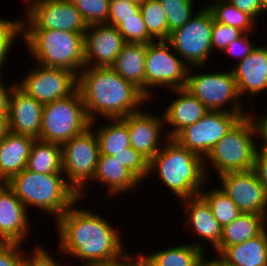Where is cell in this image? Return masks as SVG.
I'll use <instances>...</instances> for the list:
<instances>
[{
  "mask_svg": "<svg viewBox=\"0 0 267 266\" xmlns=\"http://www.w3.org/2000/svg\"><path fill=\"white\" fill-rule=\"evenodd\" d=\"M44 104L28 95L17 84L13 87L8 108L9 132L39 139Z\"/></svg>",
  "mask_w": 267,
  "mask_h": 266,
  "instance_id": "d6986e66",
  "label": "cell"
},
{
  "mask_svg": "<svg viewBox=\"0 0 267 266\" xmlns=\"http://www.w3.org/2000/svg\"><path fill=\"white\" fill-rule=\"evenodd\" d=\"M139 10L140 2L110 0L108 24L118 27L122 23V19L136 17Z\"/></svg>",
  "mask_w": 267,
  "mask_h": 266,
  "instance_id": "ab89813d",
  "label": "cell"
},
{
  "mask_svg": "<svg viewBox=\"0 0 267 266\" xmlns=\"http://www.w3.org/2000/svg\"><path fill=\"white\" fill-rule=\"evenodd\" d=\"M17 83H10V86H7L2 81V77H0V118L8 117V108H9V98L13 87Z\"/></svg>",
  "mask_w": 267,
  "mask_h": 266,
  "instance_id": "c3c4849f",
  "label": "cell"
},
{
  "mask_svg": "<svg viewBox=\"0 0 267 266\" xmlns=\"http://www.w3.org/2000/svg\"><path fill=\"white\" fill-rule=\"evenodd\" d=\"M218 255L232 266H267V228L252 239L226 246Z\"/></svg>",
  "mask_w": 267,
  "mask_h": 266,
  "instance_id": "484cf974",
  "label": "cell"
},
{
  "mask_svg": "<svg viewBox=\"0 0 267 266\" xmlns=\"http://www.w3.org/2000/svg\"><path fill=\"white\" fill-rule=\"evenodd\" d=\"M26 168L40 174H63L61 145L35 139Z\"/></svg>",
  "mask_w": 267,
  "mask_h": 266,
  "instance_id": "f1b7e54d",
  "label": "cell"
},
{
  "mask_svg": "<svg viewBox=\"0 0 267 266\" xmlns=\"http://www.w3.org/2000/svg\"><path fill=\"white\" fill-rule=\"evenodd\" d=\"M242 34L243 32L235 27L221 24L213 20L211 37L213 51L217 49L223 53L227 46L235 39H238Z\"/></svg>",
  "mask_w": 267,
  "mask_h": 266,
  "instance_id": "f35d334b",
  "label": "cell"
},
{
  "mask_svg": "<svg viewBox=\"0 0 267 266\" xmlns=\"http://www.w3.org/2000/svg\"><path fill=\"white\" fill-rule=\"evenodd\" d=\"M114 156L141 183L149 176V161L133 147L126 148V151L117 153Z\"/></svg>",
  "mask_w": 267,
  "mask_h": 266,
  "instance_id": "74e56055",
  "label": "cell"
},
{
  "mask_svg": "<svg viewBox=\"0 0 267 266\" xmlns=\"http://www.w3.org/2000/svg\"><path fill=\"white\" fill-rule=\"evenodd\" d=\"M92 181L107 186L109 197L137 189L141 182L116 159V156L99 155ZM111 195V196H110Z\"/></svg>",
  "mask_w": 267,
  "mask_h": 266,
  "instance_id": "cb8c5ba5",
  "label": "cell"
},
{
  "mask_svg": "<svg viewBox=\"0 0 267 266\" xmlns=\"http://www.w3.org/2000/svg\"><path fill=\"white\" fill-rule=\"evenodd\" d=\"M77 89L90 122H96L97 115L105 119L123 118L150 102L111 67H84L77 76Z\"/></svg>",
  "mask_w": 267,
  "mask_h": 266,
  "instance_id": "7a4b0ae2",
  "label": "cell"
},
{
  "mask_svg": "<svg viewBox=\"0 0 267 266\" xmlns=\"http://www.w3.org/2000/svg\"><path fill=\"white\" fill-rule=\"evenodd\" d=\"M125 44L116 26L107 23L87 26L85 67H111Z\"/></svg>",
  "mask_w": 267,
  "mask_h": 266,
  "instance_id": "e0dca14e",
  "label": "cell"
},
{
  "mask_svg": "<svg viewBox=\"0 0 267 266\" xmlns=\"http://www.w3.org/2000/svg\"><path fill=\"white\" fill-rule=\"evenodd\" d=\"M127 123L128 133L130 137V146L150 161L163 147V141L166 142L167 135L163 138L162 130H164V115L160 117L146 112L142 109L138 112L129 114L122 118ZM162 128V129H161ZM162 143V145H161Z\"/></svg>",
  "mask_w": 267,
  "mask_h": 266,
  "instance_id": "2e32d148",
  "label": "cell"
},
{
  "mask_svg": "<svg viewBox=\"0 0 267 266\" xmlns=\"http://www.w3.org/2000/svg\"><path fill=\"white\" fill-rule=\"evenodd\" d=\"M206 7L213 14L214 20L221 24L235 27L243 33H252L255 29L256 21L227 0H215Z\"/></svg>",
  "mask_w": 267,
  "mask_h": 266,
  "instance_id": "4dcf8cb0",
  "label": "cell"
},
{
  "mask_svg": "<svg viewBox=\"0 0 267 266\" xmlns=\"http://www.w3.org/2000/svg\"><path fill=\"white\" fill-rule=\"evenodd\" d=\"M22 36V20L0 18V69L6 62L16 38Z\"/></svg>",
  "mask_w": 267,
  "mask_h": 266,
  "instance_id": "8d00e7d4",
  "label": "cell"
},
{
  "mask_svg": "<svg viewBox=\"0 0 267 266\" xmlns=\"http://www.w3.org/2000/svg\"><path fill=\"white\" fill-rule=\"evenodd\" d=\"M20 243L0 244V266H22L25 250L20 248Z\"/></svg>",
  "mask_w": 267,
  "mask_h": 266,
  "instance_id": "b9f144b4",
  "label": "cell"
},
{
  "mask_svg": "<svg viewBox=\"0 0 267 266\" xmlns=\"http://www.w3.org/2000/svg\"><path fill=\"white\" fill-rule=\"evenodd\" d=\"M153 173L158 174V179L179 200L199 195L208 182L204 158L181 146L173 138L167 139L149 161V176Z\"/></svg>",
  "mask_w": 267,
  "mask_h": 266,
  "instance_id": "3957f363",
  "label": "cell"
},
{
  "mask_svg": "<svg viewBox=\"0 0 267 266\" xmlns=\"http://www.w3.org/2000/svg\"><path fill=\"white\" fill-rule=\"evenodd\" d=\"M237 7L240 11L247 13L251 16L256 22L258 17L267 10L261 5L259 0H227Z\"/></svg>",
  "mask_w": 267,
  "mask_h": 266,
  "instance_id": "f6af8a7d",
  "label": "cell"
},
{
  "mask_svg": "<svg viewBox=\"0 0 267 266\" xmlns=\"http://www.w3.org/2000/svg\"><path fill=\"white\" fill-rule=\"evenodd\" d=\"M199 195L207 202L212 214L222 228L242 214L238 207L220 188H215L214 190L209 189L207 191L205 187V190L203 188L199 192Z\"/></svg>",
  "mask_w": 267,
  "mask_h": 266,
  "instance_id": "1f68e13d",
  "label": "cell"
},
{
  "mask_svg": "<svg viewBox=\"0 0 267 266\" xmlns=\"http://www.w3.org/2000/svg\"><path fill=\"white\" fill-rule=\"evenodd\" d=\"M253 171L256 173L260 183L264 186L267 194V151L257 150Z\"/></svg>",
  "mask_w": 267,
  "mask_h": 266,
  "instance_id": "bcb514c9",
  "label": "cell"
},
{
  "mask_svg": "<svg viewBox=\"0 0 267 266\" xmlns=\"http://www.w3.org/2000/svg\"><path fill=\"white\" fill-rule=\"evenodd\" d=\"M145 62V96L149 100H153L154 88L186 87L189 67L166 40L147 43Z\"/></svg>",
  "mask_w": 267,
  "mask_h": 266,
  "instance_id": "8fae6325",
  "label": "cell"
},
{
  "mask_svg": "<svg viewBox=\"0 0 267 266\" xmlns=\"http://www.w3.org/2000/svg\"><path fill=\"white\" fill-rule=\"evenodd\" d=\"M22 30H63L85 34L87 25L70 0H26Z\"/></svg>",
  "mask_w": 267,
  "mask_h": 266,
  "instance_id": "7c38bea8",
  "label": "cell"
},
{
  "mask_svg": "<svg viewBox=\"0 0 267 266\" xmlns=\"http://www.w3.org/2000/svg\"><path fill=\"white\" fill-rule=\"evenodd\" d=\"M186 210V219L184 225L196 236L207 240L212 246V251L216 249L221 242L222 227L212 214L211 208L207 202L200 196L189 197L180 200ZM191 228V229H190Z\"/></svg>",
  "mask_w": 267,
  "mask_h": 266,
  "instance_id": "7402d4cb",
  "label": "cell"
},
{
  "mask_svg": "<svg viewBox=\"0 0 267 266\" xmlns=\"http://www.w3.org/2000/svg\"><path fill=\"white\" fill-rule=\"evenodd\" d=\"M35 138L9 132L0 142V182H8L26 168Z\"/></svg>",
  "mask_w": 267,
  "mask_h": 266,
  "instance_id": "603a6c76",
  "label": "cell"
},
{
  "mask_svg": "<svg viewBox=\"0 0 267 266\" xmlns=\"http://www.w3.org/2000/svg\"><path fill=\"white\" fill-rule=\"evenodd\" d=\"M259 2L267 10V0H259Z\"/></svg>",
  "mask_w": 267,
  "mask_h": 266,
  "instance_id": "f5cc1de1",
  "label": "cell"
},
{
  "mask_svg": "<svg viewBox=\"0 0 267 266\" xmlns=\"http://www.w3.org/2000/svg\"><path fill=\"white\" fill-rule=\"evenodd\" d=\"M111 123L99 125L95 134L99 143L101 155L114 156L117 153L126 151L130 146V137L127 123L122 118L106 119Z\"/></svg>",
  "mask_w": 267,
  "mask_h": 266,
  "instance_id": "f546056e",
  "label": "cell"
},
{
  "mask_svg": "<svg viewBox=\"0 0 267 266\" xmlns=\"http://www.w3.org/2000/svg\"><path fill=\"white\" fill-rule=\"evenodd\" d=\"M195 0H159L168 22V32L182 27L189 21L194 12Z\"/></svg>",
  "mask_w": 267,
  "mask_h": 266,
  "instance_id": "836d02e7",
  "label": "cell"
},
{
  "mask_svg": "<svg viewBox=\"0 0 267 266\" xmlns=\"http://www.w3.org/2000/svg\"><path fill=\"white\" fill-rule=\"evenodd\" d=\"M9 133V124L7 118H0V142Z\"/></svg>",
  "mask_w": 267,
  "mask_h": 266,
  "instance_id": "f907efd6",
  "label": "cell"
},
{
  "mask_svg": "<svg viewBox=\"0 0 267 266\" xmlns=\"http://www.w3.org/2000/svg\"><path fill=\"white\" fill-rule=\"evenodd\" d=\"M220 189L242 213L258 214L267 218V194L252 170L227 172L217 176Z\"/></svg>",
  "mask_w": 267,
  "mask_h": 266,
  "instance_id": "9a60e30c",
  "label": "cell"
},
{
  "mask_svg": "<svg viewBox=\"0 0 267 266\" xmlns=\"http://www.w3.org/2000/svg\"><path fill=\"white\" fill-rule=\"evenodd\" d=\"M204 6L182 27L171 32L166 40L185 64L196 70L204 69L209 60L207 58L213 54L211 37L214 17Z\"/></svg>",
  "mask_w": 267,
  "mask_h": 266,
  "instance_id": "9c48e42d",
  "label": "cell"
},
{
  "mask_svg": "<svg viewBox=\"0 0 267 266\" xmlns=\"http://www.w3.org/2000/svg\"><path fill=\"white\" fill-rule=\"evenodd\" d=\"M124 1H129V2H141L142 0H124Z\"/></svg>",
  "mask_w": 267,
  "mask_h": 266,
  "instance_id": "db71d44e",
  "label": "cell"
},
{
  "mask_svg": "<svg viewBox=\"0 0 267 266\" xmlns=\"http://www.w3.org/2000/svg\"><path fill=\"white\" fill-rule=\"evenodd\" d=\"M147 44L126 43L111 68L145 95V56Z\"/></svg>",
  "mask_w": 267,
  "mask_h": 266,
  "instance_id": "d4e9b609",
  "label": "cell"
},
{
  "mask_svg": "<svg viewBox=\"0 0 267 266\" xmlns=\"http://www.w3.org/2000/svg\"><path fill=\"white\" fill-rule=\"evenodd\" d=\"M132 264L133 254H130L127 250L115 259L109 261L85 263L81 266H132Z\"/></svg>",
  "mask_w": 267,
  "mask_h": 266,
  "instance_id": "7dc6e473",
  "label": "cell"
},
{
  "mask_svg": "<svg viewBox=\"0 0 267 266\" xmlns=\"http://www.w3.org/2000/svg\"><path fill=\"white\" fill-rule=\"evenodd\" d=\"M218 256V257H217ZM216 258H208L205 259V254L202 256L199 266H232L228 263H226L219 255H217Z\"/></svg>",
  "mask_w": 267,
  "mask_h": 266,
  "instance_id": "681fc988",
  "label": "cell"
},
{
  "mask_svg": "<svg viewBox=\"0 0 267 266\" xmlns=\"http://www.w3.org/2000/svg\"><path fill=\"white\" fill-rule=\"evenodd\" d=\"M22 40L37 64L78 76L85 67L84 35L63 30H22Z\"/></svg>",
  "mask_w": 267,
  "mask_h": 266,
  "instance_id": "5b68a950",
  "label": "cell"
},
{
  "mask_svg": "<svg viewBox=\"0 0 267 266\" xmlns=\"http://www.w3.org/2000/svg\"><path fill=\"white\" fill-rule=\"evenodd\" d=\"M33 68L17 85L42 104L65 98L77 89V76L69 70L40 64Z\"/></svg>",
  "mask_w": 267,
  "mask_h": 266,
  "instance_id": "5bb4252c",
  "label": "cell"
},
{
  "mask_svg": "<svg viewBox=\"0 0 267 266\" xmlns=\"http://www.w3.org/2000/svg\"><path fill=\"white\" fill-rule=\"evenodd\" d=\"M29 212L14 191L6 184L0 185V241L23 244L30 234Z\"/></svg>",
  "mask_w": 267,
  "mask_h": 266,
  "instance_id": "ac0fdd59",
  "label": "cell"
},
{
  "mask_svg": "<svg viewBox=\"0 0 267 266\" xmlns=\"http://www.w3.org/2000/svg\"><path fill=\"white\" fill-rule=\"evenodd\" d=\"M74 203L56 221L59 250L85 263L109 261L122 255L124 242L112 223ZM68 254V255H67Z\"/></svg>",
  "mask_w": 267,
  "mask_h": 266,
  "instance_id": "6da1fadb",
  "label": "cell"
},
{
  "mask_svg": "<svg viewBox=\"0 0 267 266\" xmlns=\"http://www.w3.org/2000/svg\"><path fill=\"white\" fill-rule=\"evenodd\" d=\"M140 12L148 34L155 40H167L168 22L159 0H142Z\"/></svg>",
  "mask_w": 267,
  "mask_h": 266,
  "instance_id": "d6a6232c",
  "label": "cell"
},
{
  "mask_svg": "<svg viewBox=\"0 0 267 266\" xmlns=\"http://www.w3.org/2000/svg\"><path fill=\"white\" fill-rule=\"evenodd\" d=\"M174 91L178 97L162 112L166 126L172 127L165 133L168 138H174L186 126L196 123L209 112L208 108L185 88L172 89V93Z\"/></svg>",
  "mask_w": 267,
  "mask_h": 266,
  "instance_id": "44dd1931",
  "label": "cell"
},
{
  "mask_svg": "<svg viewBox=\"0 0 267 266\" xmlns=\"http://www.w3.org/2000/svg\"><path fill=\"white\" fill-rule=\"evenodd\" d=\"M126 43H150L155 41L146 29L140 10L136 17L122 19V23L117 27Z\"/></svg>",
  "mask_w": 267,
  "mask_h": 266,
  "instance_id": "d590c367",
  "label": "cell"
},
{
  "mask_svg": "<svg viewBox=\"0 0 267 266\" xmlns=\"http://www.w3.org/2000/svg\"><path fill=\"white\" fill-rule=\"evenodd\" d=\"M190 69L191 67L187 72L185 89L203 103L209 111L247 113L243 109L245 106H243L244 103L242 104L243 100L238 93L236 80L230 68L225 72L209 71V73L199 72L200 74H191Z\"/></svg>",
  "mask_w": 267,
  "mask_h": 266,
  "instance_id": "30bf717a",
  "label": "cell"
},
{
  "mask_svg": "<svg viewBox=\"0 0 267 266\" xmlns=\"http://www.w3.org/2000/svg\"><path fill=\"white\" fill-rule=\"evenodd\" d=\"M247 113L209 111L196 123L186 126L173 139L203 158Z\"/></svg>",
  "mask_w": 267,
  "mask_h": 266,
  "instance_id": "4fadbf2b",
  "label": "cell"
},
{
  "mask_svg": "<svg viewBox=\"0 0 267 266\" xmlns=\"http://www.w3.org/2000/svg\"><path fill=\"white\" fill-rule=\"evenodd\" d=\"M202 243L177 245L151 254H141L153 266H199L204 255Z\"/></svg>",
  "mask_w": 267,
  "mask_h": 266,
  "instance_id": "83f0119b",
  "label": "cell"
},
{
  "mask_svg": "<svg viewBox=\"0 0 267 266\" xmlns=\"http://www.w3.org/2000/svg\"><path fill=\"white\" fill-rule=\"evenodd\" d=\"M132 266H153L140 253L136 257L133 255Z\"/></svg>",
  "mask_w": 267,
  "mask_h": 266,
  "instance_id": "816d5d0a",
  "label": "cell"
},
{
  "mask_svg": "<svg viewBox=\"0 0 267 266\" xmlns=\"http://www.w3.org/2000/svg\"><path fill=\"white\" fill-rule=\"evenodd\" d=\"M42 245L34 246L32 254L24 252L22 266H63Z\"/></svg>",
  "mask_w": 267,
  "mask_h": 266,
  "instance_id": "60d3db41",
  "label": "cell"
},
{
  "mask_svg": "<svg viewBox=\"0 0 267 266\" xmlns=\"http://www.w3.org/2000/svg\"><path fill=\"white\" fill-rule=\"evenodd\" d=\"M255 130L248 116L242 117L204 158L208 176V162L218 176L227 172L252 170L257 152ZM209 160V161H208Z\"/></svg>",
  "mask_w": 267,
  "mask_h": 266,
  "instance_id": "8992f818",
  "label": "cell"
},
{
  "mask_svg": "<svg viewBox=\"0 0 267 266\" xmlns=\"http://www.w3.org/2000/svg\"><path fill=\"white\" fill-rule=\"evenodd\" d=\"M90 127L82 96L76 89L69 96L44 104L40 140L63 145Z\"/></svg>",
  "mask_w": 267,
  "mask_h": 266,
  "instance_id": "52a82bcc",
  "label": "cell"
},
{
  "mask_svg": "<svg viewBox=\"0 0 267 266\" xmlns=\"http://www.w3.org/2000/svg\"><path fill=\"white\" fill-rule=\"evenodd\" d=\"M236 64V65H235ZM231 68L238 93L242 98L253 97L267 89V48L257 46Z\"/></svg>",
  "mask_w": 267,
  "mask_h": 266,
  "instance_id": "ffe728a7",
  "label": "cell"
},
{
  "mask_svg": "<svg viewBox=\"0 0 267 266\" xmlns=\"http://www.w3.org/2000/svg\"><path fill=\"white\" fill-rule=\"evenodd\" d=\"M267 228V218L258 214L242 213L222 228L220 245L215 249L219 254L226 246L242 243L261 234Z\"/></svg>",
  "mask_w": 267,
  "mask_h": 266,
  "instance_id": "4316f807",
  "label": "cell"
},
{
  "mask_svg": "<svg viewBox=\"0 0 267 266\" xmlns=\"http://www.w3.org/2000/svg\"><path fill=\"white\" fill-rule=\"evenodd\" d=\"M250 34L251 33H243L238 39H235L227 46L223 54L226 53L229 56L238 57L236 63L243 60L256 47V44L249 39Z\"/></svg>",
  "mask_w": 267,
  "mask_h": 266,
  "instance_id": "7bdbcfd3",
  "label": "cell"
},
{
  "mask_svg": "<svg viewBox=\"0 0 267 266\" xmlns=\"http://www.w3.org/2000/svg\"><path fill=\"white\" fill-rule=\"evenodd\" d=\"M64 176V174H40L25 168L6 184L27 210L30 207L41 209V212L54 215V219L57 220L74 203L81 201Z\"/></svg>",
  "mask_w": 267,
  "mask_h": 266,
  "instance_id": "277c9868",
  "label": "cell"
},
{
  "mask_svg": "<svg viewBox=\"0 0 267 266\" xmlns=\"http://www.w3.org/2000/svg\"><path fill=\"white\" fill-rule=\"evenodd\" d=\"M87 26L108 24L110 0H70Z\"/></svg>",
  "mask_w": 267,
  "mask_h": 266,
  "instance_id": "e575fe53",
  "label": "cell"
},
{
  "mask_svg": "<svg viewBox=\"0 0 267 266\" xmlns=\"http://www.w3.org/2000/svg\"><path fill=\"white\" fill-rule=\"evenodd\" d=\"M94 124V121L90 122V127L84 132L61 146L63 174L80 199L84 198L87 185L93 179L100 155L98 139L92 130Z\"/></svg>",
  "mask_w": 267,
  "mask_h": 266,
  "instance_id": "ba28073f",
  "label": "cell"
},
{
  "mask_svg": "<svg viewBox=\"0 0 267 266\" xmlns=\"http://www.w3.org/2000/svg\"><path fill=\"white\" fill-rule=\"evenodd\" d=\"M253 114V115H252ZM247 116L252 121L255 137L260 138L262 142L261 145H256L257 150L259 151H267V111L261 117L255 115L254 113H247ZM256 116V117H255ZM258 118V119H257Z\"/></svg>",
  "mask_w": 267,
  "mask_h": 266,
  "instance_id": "ee69618b",
  "label": "cell"
}]
</instances>
